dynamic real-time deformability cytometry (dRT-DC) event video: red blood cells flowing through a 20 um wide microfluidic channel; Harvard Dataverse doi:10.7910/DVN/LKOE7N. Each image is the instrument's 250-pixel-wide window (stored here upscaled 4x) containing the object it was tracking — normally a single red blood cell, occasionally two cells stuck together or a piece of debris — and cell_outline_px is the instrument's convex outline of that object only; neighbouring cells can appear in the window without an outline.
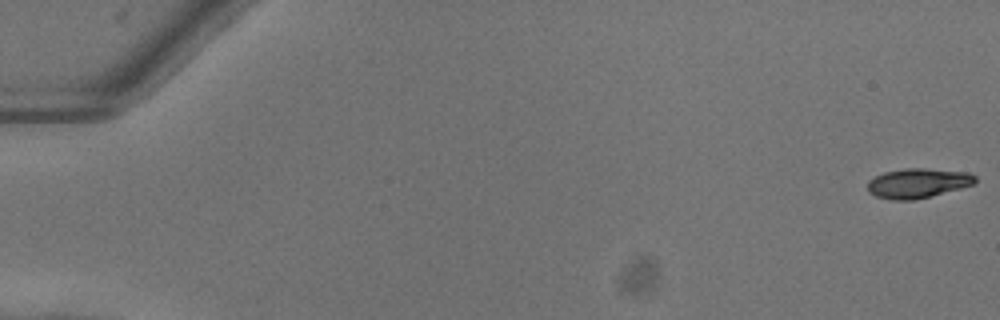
{"species": "common noctule bat (a hibernating species)", "species_latin": "Nyctalus noctula", "temperature_condition": "warm", "stored_images_in_passage": 53, "camera_frame_rate_fps": 3000, "um_per_image_px": 0.085, "animal": {"sex": "female"}, "frame": {"image": 1, "passage_image": 1, "time_ms": 0.0, "image_size_px": [1000, 320], "cell_outline_px": [[976, 180], [972, 184], [960, 188], [912, 200], [892, 200], [876, 196], [868, 192], [868, 180], [884, 172], [908, 168], [924, 168], [968, 172], [976, 176]], "centroid_in_image_um": [77.99, 15.56], "position_along_channel_um": 7.0, "area_um2": 18.32}}
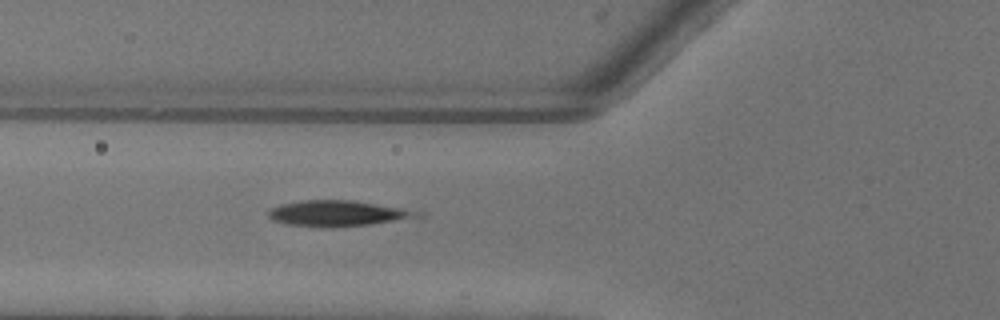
{"frame": {"image": 2, "passage_image": 21, "time_ms": 6.667, "image_size_px": [1000, 320], "cell_outline_px": [[408, 216], [392, 220], [368, 224], [328, 228], [320, 228], [288, 224], [272, 220], [268, 216], [268, 212], [272, 208], [284, 204], [300, 200], [352, 200], [400, 208], [408, 212]], "centroid_in_image_um": [28.38, 18.14], "position_along_channel_um": 97.4, "area_um2": 21.1}}
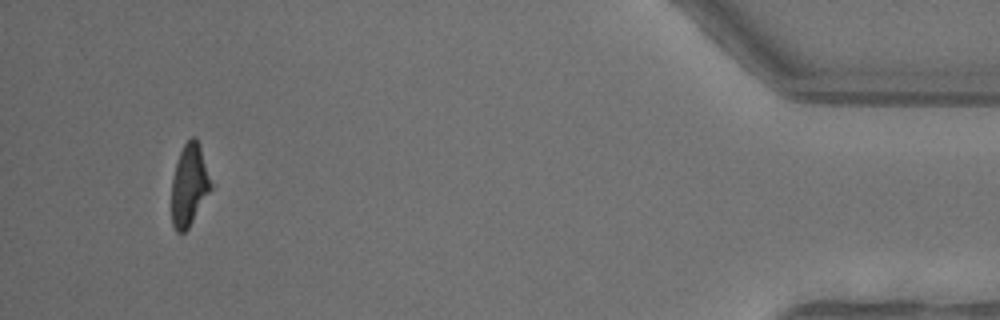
{"frame": {"image": 3, "passage_image": 50, "time_ms": 16.333, "image_size_px": [1000, 320], "cell_outline_px": [[212, 188], [188, 228], [184, 232], [176, 232], [172, 224], [172, 180], [176, 164], [180, 152], [184, 144], [192, 136], [196, 136], [200, 144], [212, 184]], "centroid_in_image_um": [16.09, 15.71], "position_along_channel_um": 419.1, "area_um2": 18.61}, "authors_computed_cell_mechanics": {"area_um2": 20.1144, "velocity_mm_per_s": 4.0604, "shape_relaxation_time_tau1_ms": 5.3402, "shape_relaxation_time_tau2_ms": 2.7293, "deformation_change_tau1": 0.2151, "deformation_change_tau2": 0.0877}}